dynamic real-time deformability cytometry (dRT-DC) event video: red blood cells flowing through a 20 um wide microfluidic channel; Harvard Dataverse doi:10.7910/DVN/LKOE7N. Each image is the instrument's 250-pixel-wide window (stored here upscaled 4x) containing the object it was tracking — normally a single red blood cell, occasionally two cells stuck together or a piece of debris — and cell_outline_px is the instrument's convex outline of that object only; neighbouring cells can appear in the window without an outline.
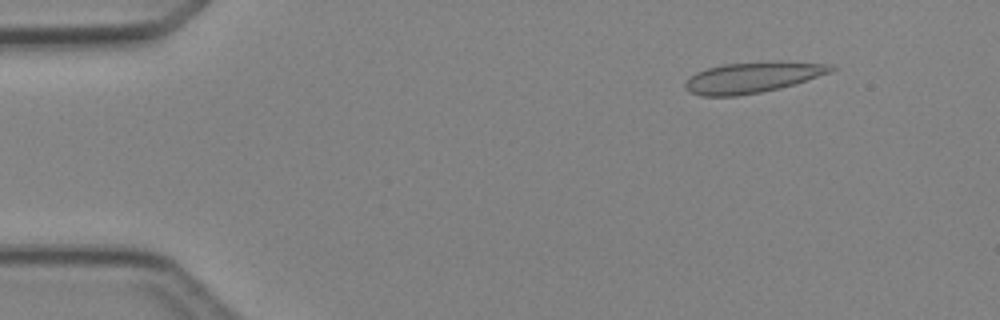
{"species": "Egyptian fruit bat (a non-hibernating species)", "species_latin": "Rousettus aegyptiacus", "temperature_condition": "cold", "stored_images_in_passage": 4, "camera_frame_rate_fps": 3000, "um_per_image_px": 0.085, "animal": {"sex": "female"}, "frame": {"image": 1, "passage_image": 2, "time_ms": 1.0, "image_size_px": [1000, 320], "cell_outline_px": [[836, 68], [832, 72], [780, 88], [760, 92], [736, 96], [700, 96], [688, 92], [684, 88], [684, 84], [696, 72], [708, 68], [724, 64], [780, 60], [832, 64]], "centroid_in_image_um": [63.99, 6.56], "position_along_channel_um": 21.0, "area_um2": 26.36}}